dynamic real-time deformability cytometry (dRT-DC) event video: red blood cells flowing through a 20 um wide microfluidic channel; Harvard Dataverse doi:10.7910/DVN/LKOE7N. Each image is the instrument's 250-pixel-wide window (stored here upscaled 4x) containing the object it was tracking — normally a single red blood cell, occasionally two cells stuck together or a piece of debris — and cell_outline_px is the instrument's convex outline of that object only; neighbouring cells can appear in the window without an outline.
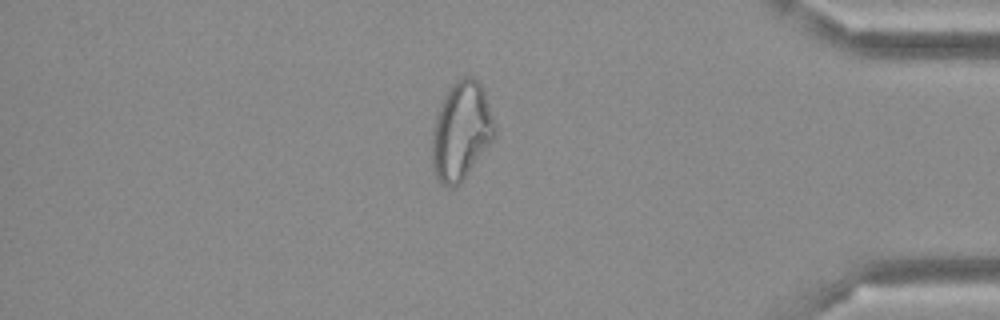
{"species": "Egyptian fruit bat (a non-hibernating species)", "species_latin": "Rousettus aegyptiacus", "temperature_condition": "cold", "stored_images_in_passage": 49, "camera_frame_rate_fps": 3000, "um_per_image_px": 0.085, "frame": {"image": 1, "passage_image": 42, "time_ms": 13.667, "image_size_px": [1000, 320], "cell_outline_px": [[496, 136], [464, 180], [456, 188], [444, 188], [440, 184], [432, 168], [432, 128], [440, 104], [448, 88], [460, 76], [472, 76], [480, 84], [484, 92], [496, 124]], "centroid_in_image_um": [39.2, 11.18], "position_along_channel_um": 396.0, "area_um2": 36.53}}